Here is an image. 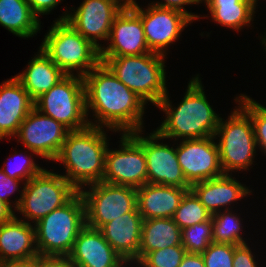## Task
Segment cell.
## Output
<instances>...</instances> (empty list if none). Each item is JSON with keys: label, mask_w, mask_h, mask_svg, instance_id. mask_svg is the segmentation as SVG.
<instances>
[{"label": "cell", "mask_w": 266, "mask_h": 267, "mask_svg": "<svg viewBox=\"0 0 266 267\" xmlns=\"http://www.w3.org/2000/svg\"><path fill=\"white\" fill-rule=\"evenodd\" d=\"M265 35H266V33H265ZM265 35H264V36L261 35L262 38H260V39H261V41H262V45H264V47H265L264 49H265V51H266V36H265Z\"/></svg>", "instance_id": "cell-44"}, {"label": "cell", "mask_w": 266, "mask_h": 267, "mask_svg": "<svg viewBox=\"0 0 266 267\" xmlns=\"http://www.w3.org/2000/svg\"><path fill=\"white\" fill-rule=\"evenodd\" d=\"M111 72L147 104L158 105L166 96V56L149 52L141 55L100 57Z\"/></svg>", "instance_id": "cell-4"}, {"label": "cell", "mask_w": 266, "mask_h": 267, "mask_svg": "<svg viewBox=\"0 0 266 267\" xmlns=\"http://www.w3.org/2000/svg\"><path fill=\"white\" fill-rule=\"evenodd\" d=\"M85 225L84 201L77 192L62 207L34 224L39 255L68 257L78 233Z\"/></svg>", "instance_id": "cell-6"}, {"label": "cell", "mask_w": 266, "mask_h": 267, "mask_svg": "<svg viewBox=\"0 0 266 267\" xmlns=\"http://www.w3.org/2000/svg\"><path fill=\"white\" fill-rule=\"evenodd\" d=\"M65 76L66 74L39 47L37 54L28 62L25 71L15 77L35 101Z\"/></svg>", "instance_id": "cell-24"}, {"label": "cell", "mask_w": 266, "mask_h": 267, "mask_svg": "<svg viewBox=\"0 0 266 267\" xmlns=\"http://www.w3.org/2000/svg\"><path fill=\"white\" fill-rule=\"evenodd\" d=\"M179 267H205L202 254L187 252Z\"/></svg>", "instance_id": "cell-40"}, {"label": "cell", "mask_w": 266, "mask_h": 267, "mask_svg": "<svg viewBox=\"0 0 266 267\" xmlns=\"http://www.w3.org/2000/svg\"><path fill=\"white\" fill-rule=\"evenodd\" d=\"M68 132L64 125L33 108L21 123L14 138L29 152L54 161Z\"/></svg>", "instance_id": "cell-14"}, {"label": "cell", "mask_w": 266, "mask_h": 267, "mask_svg": "<svg viewBox=\"0 0 266 267\" xmlns=\"http://www.w3.org/2000/svg\"><path fill=\"white\" fill-rule=\"evenodd\" d=\"M34 108L69 131L88 127L83 77L66 75L49 91L34 101Z\"/></svg>", "instance_id": "cell-8"}, {"label": "cell", "mask_w": 266, "mask_h": 267, "mask_svg": "<svg viewBox=\"0 0 266 267\" xmlns=\"http://www.w3.org/2000/svg\"><path fill=\"white\" fill-rule=\"evenodd\" d=\"M163 1V2H162ZM160 0V2H152L149 3L153 6L159 7V8H168V9H176L179 11H182L184 13H186L193 21H198L199 18H205L207 16H199L195 13L189 12L187 11L184 7H186L185 5H197L202 3L201 0Z\"/></svg>", "instance_id": "cell-37"}, {"label": "cell", "mask_w": 266, "mask_h": 267, "mask_svg": "<svg viewBox=\"0 0 266 267\" xmlns=\"http://www.w3.org/2000/svg\"><path fill=\"white\" fill-rule=\"evenodd\" d=\"M37 255L34 224L15 215L0 225V266L29 262Z\"/></svg>", "instance_id": "cell-19"}, {"label": "cell", "mask_w": 266, "mask_h": 267, "mask_svg": "<svg viewBox=\"0 0 266 267\" xmlns=\"http://www.w3.org/2000/svg\"><path fill=\"white\" fill-rule=\"evenodd\" d=\"M234 251V244L212 242L201 254L205 267H233Z\"/></svg>", "instance_id": "cell-34"}, {"label": "cell", "mask_w": 266, "mask_h": 267, "mask_svg": "<svg viewBox=\"0 0 266 267\" xmlns=\"http://www.w3.org/2000/svg\"><path fill=\"white\" fill-rule=\"evenodd\" d=\"M248 243L235 245L233 267H259L255 260V254L251 251Z\"/></svg>", "instance_id": "cell-36"}, {"label": "cell", "mask_w": 266, "mask_h": 267, "mask_svg": "<svg viewBox=\"0 0 266 267\" xmlns=\"http://www.w3.org/2000/svg\"><path fill=\"white\" fill-rule=\"evenodd\" d=\"M21 182L22 184H25L24 181L8 177L0 168V199L6 204H8L15 212L21 201L22 194L24 192L23 188L22 191L19 189L20 187L19 185ZM17 190L21 192L19 193L20 197L15 198L16 200L14 199L13 202L12 200L9 199V197H11L10 195H13Z\"/></svg>", "instance_id": "cell-35"}, {"label": "cell", "mask_w": 266, "mask_h": 267, "mask_svg": "<svg viewBox=\"0 0 266 267\" xmlns=\"http://www.w3.org/2000/svg\"><path fill=\"white\" fill-rule=\"evenodd\" d=\"M33 108L34 101L15 76L3 81L0 84V141L15 137Z\"/></svg>", "instance_id": "cell-20"}, {"label": "cell", "mask_w": 266, "mask_h": 267, "mask_svg": "<svg viewBox=\"0 0 266 267\" xmlns=\"http://www.w3.org/2000/svg\"><path fill=\"white\" fill-rule=\"evenodd\" d=\"M123 8L117 0H84L76 9L70 8L73 12L66 9L56 21L67 22L101 49L103 45L98 40L108 41L114 18Z\"/></svg>", "instance_id": "cell-12"}, {"label": "cell", "mask_w": 266, "mask_h": 267, "mask_svg": "<svg viewBox=\"0 0 266 267\" xmlns=\"http://www.w3.org/2000/svg\"><path fill=\"white\" fill-rule=\"evenodd\" d=\"M85 187L78 192L84 201L85 224L89 227L100 229L112 220L138 210L135 188L102 181Z\"/></svg>", "instance_id": "cell-10"}, {"label": "cell", "mask_w": 266, "mask_h": 267, "mask_svg": "<svg viewBox=\"0 0 266 267\" xmlns=\"http://www.w3.org/2000/svg\"><path fill=\"white\" fill-rule=\"evenodd\" d=\"M199 74L189 81L184 98L172 106L169 93L156 106L165 113V120L155 130L164 139H200L215 135L220 115L207 100Z\"/></svg>", "instance_id": "cell-2"}, {"label": "cell", "mask_w": 266, "mask_h": 267, "mask_svg": "<svg viewBox=\"0 0 266 267\" xmlns=\"http://www.w3.org/2000/svg\"><path fill=\"white\" fill-rule=\"evenodd\" d=\"M16 209L26 222L36 224L53 210L66 204L78 191L63 175L44 169L23 185ZM27 219V220H26ZM29 220V221H28Z\"/></svg>", "instance_id": "cell-9"}, {"label": "cell", "mask_w": 266, "mask_h": 267, "mask_svg": "<svg viewBox=\"0 0 266 267\" xmlns=\"http://www.w3.org/2000/svg\"><path fill=\"white\" fill-rule=\"evenodd\" d=\"M143 219L138 210H132L99 230L111 247L129 265L138 263Z\"/></svg>", "instance_id": "cell-22"}, {"label": "cell", "mask_w": 266, "mask_h": 267, "mask_svg": "<svg viewBox=\"0 0 266 267\" xmlns=\"http://www.w3.org/2000/svg\"><path fill=\"white\" fill-rule=\"evenodd\" d=\"M74 267H127L129 265L105 240L99 229L85 225L68 256Z\"/></svg>", "instance_id": "cell-18"}, {"label": "cell", "mask_w": 266, "mask_h": 267, "mask_svg": "<svg viewBox=\"0 0 266 267\" xmlns=\"http://www.w3.org/2000/svg\"><path fill=\"white\" fill-rule=\"evenodd\" d=\"M30 5L32 12L39 18V16L51 13L60 1L63 0H26Z\"/></svg>", "instance_id": "cell-39"}, {"label": "cell", "mask_w": 266, "mask_h": 267, "mask_svg": "<svg viewBox=\"0 0 266 267\" xmlns=\"http://www.w3.org/2000/svg\"><path fill=\"white\" fill-rule=\"evenodd\" d=\"M123 7H132L137 5L136 0H117Z\"/></svg>", "instance_id": "cell-43"}, {"label": "cell", "mask_w": 266, "mask_h": 267, "mask_svg": "<svg viewBox=\"0 0 266 267\" xmlns=\"http://www.w3.org/2000/svg\"><path fill=\"white\" fill-rule=\"evenodd\" d=\"M236 104H239L251 118L257 148L266 153V107L256 102L246 94H239L235 97ZM266 155V154H265Z\"/></svg>", "instance_id": "cell-30"}, {"label": "cell", "mask_w": 266, "mask_h": 267, "mask_svg": "<svg viewBox=\"0 0 266 267\" xmlns=\"http://www.w3.org/2000/svg\"><path fill=\"white\" fill-rule=\"evenodd\" d=\"M148 135L142 136L147 183L191 188L177 160L176 146L172 145L171 147L168 143L164 144V137L159 135L156 130Z\"/></svg>", "instance_id": "cell-16"}, {"label": "cell", "mask_w": 266, "mask_h": 267, "mask_svg": "<svg viewBox=\"0 0 266 267\" xmlns=\"http://www.w3.org/2000/svg\"><path fill=\"white\" fill-rule=\"evenodd\" d=\"M237 105L225 121L220 118L214 135L219 137V160L224 174L249 170L258 149L250 115Z\"/></svg>", "instance_id": "cell-7"}, {"label": "cell", "mask_w": 266, "mask_h": 267, "mask_svg": "<svg viewBox=\"0 0 266 267\" xmlns=\"http://www.w3.org/2000/svg\"><path fill=\"white\" fill-rule=\"evenodd\" d=\"M44 36L40 48L66 75L84 77L101 62L100 49L65 21L55 20Z\"/></svg>", "instance_id": "cell-5"}, {"label": "cell", "mask_w": 266, "mask_h": 267, "mask_svg": "<svg viewBox=\"0 0 266 267\" xmlns=\"http://www.w3.org/2000/svg\"><path fill=\"white\" fill-rule=\"evenodd\" d=\"M256 5L258 4L257 2H258V0H252Z\"/></svg>", "instance_id": "cell-45"}, {"label": "cell", "mask_w": 266, "mask_h": 267, "mask_svg": "<svg viewBox=\"0 0 266 267\" xmlns=\"http://www.w3.org/2000/svg\"><path fill=\"white\" fill-rule=\"evenodd\" d=\"M30 262L34 267H74L67 256L37 255Z\"/></svg>", "instance_id": "cell-38"}, {"label": "cell", "mask_w": 266, "mask_h": 267, "mask_svg": "<svg viewBox=\"0 0 266 267\" xmlns=\"http://www.w3.org/2000/svg\"><path fill=\"white\" fill-rule=\"evenodd\" d=\"M145 9L139 4L131 8L140 16L148 48L151 52L166 56L168 47L177 42L185 27L193 20L176 9L159 8L151 4Z\"/></svg>", "instance_id": "cell-13"}, {"label": "cell", "mask_w": 266, "mask_h": 267, "mask_svg": "<svg viewBox=\"0 0 266 267\" xmlns=\"http://www.w3.org/2000/svg\"><path fill=\"white\" fill-rule=\"evenodd\" d=\"M212 242V219L182 229V245L189 253L201 254Z\"/></svg>", "instance_id": "cell-31"}, {"label": "cell", "mask_w": 266, "mask_h": 267, "mask_svg": "<svg viewBox=\"0 0 266 267\" xmlns=\"http://www.w3.org/2000/svg\"><path fill=\"white\" fill-rule=\"evenodd\" d=\"M83 80L87 117L90 111L93 113L94 122L88 119L91 126L105 127L115 133L143 130L146 103L119 81L103 62Z\"/></svg>", "instance_id": "cell-1"}, {"label": "cell", "mask_w": 266, "mask_h": 267, "mask_svg": "<svg viewBox=\"0 0 266 267\" xmlns=\"http://www.w3.org/2000/svg\"><path fill=\"white\" fill-rule=\"evenodd\" d=\"M237 215L232 209L222 210L212 214L214 243L234 245L247 243L241 232L243 229V219L240 218V215Z\"/></svg>", "instance_id": "cell-28"}, {"label": "cell", "mask_w": 266, "mask_h": 267, "mask_svg": "<svg viewBox=\"0 0 266 267\" xmlns=\"http://www.w3.org/2000/svg\"><path fill=\"white\" fill-rule=\"evenodd\" d=\"M0 25L25 39L41 30V21L26 0H0Z\"/></svg>", "instance_id": "cell-27"}, {"label": "cell", "mask_w": 266, "mask_h": 267, "mask_svg": "<svg viewBox=\"0 0 266 267\" xmlns=\"http://www.w3.org/2000/svg\"><path fill=\"white\" fill-rule=\"evenodd\" d=\"M186 253L183 245L154 250L147 253L136 267H179Z\"/></svg>", "instance_id": "cell-33"}, {"label": "cell", "mask_w": 266, "mask_h": 267, "mask_svg": "<svg viewBox=\"0 0 266 267\" xmlns=\"http://www.w3.org/2000/svg\"><path fill=\"white\" fill-rule=\"evenodd\" d=\"M18 151H15L12 156L15 161L12 165L9 162H4V167H1L2 171L11 178H15L17 180L24 181L25 183L34 177L35 175L40 174L44 167L38 166L39 164L35 163L32 156L37 155L36 153L32 152L30 155L26 154V151L23 155V153H17ZM18 157V158H17ZM20 158V159H19ZM9 160L10 157L8 158ZM7 163V164H6ZM9 163V164H8ZM12 163V161H11Z\"/></svg>", "instance_id": "cell-32"}, {"label": "cell", "mask_w": 266, "mask_h": 267, "mask_svg": "<svg viewBox=\"0 0 266 267\" xmlns=\"http://www.w3.org/2000/svg\"><path fill=\"white\" fill-rule=\"evenodd\" d=\"M214 136L200 139H184L176 143L177 160L184 177L194 183L222 176L219 148Z\"/></svg>", "instance_id": "cell-15"}, {"label": "cell", "mask_w": 266, "mask_h": 267, "mask_svg": "<svg viewBox=\"0 0 266 267\" xmlns=\"http://www.w3.org/2000/svg\"><path fill=\"white\" fill-rule=\"evenodd\" d=\"M182 245V230L173 218L143 220L138 262L149 252Z\"/></svg>", "instance_id": "cell-25"}, {"label": "cell", "mask_w": 266, "mask_h": 267, "mask_svg": "<svg viewBox=\"0 0 266 267\" xmlns=\"http://www.w3.org/2000/svg\"><path fill=\"white\" fill-rule=\"evenodd\" d=\"M108 46L100 49V57L141 55L151 52L148 48L140 16L124 7L114 18Z\"/></svg>", "instance_id": "cell-17"}, {"label": "cell", "mask_w": 266, "mask_h": 267, "mask_svg": "<svg viewBox=\"0 0 266 267\" xmlns=\"http://www.w3.org/2000/svg\"><path fill=\"white\" fill-rule=\"evenodd\" d=\"M104 130L89 125L69 131L54 160L64 164L66 173L62 175L77 191L103 180L105 156L110 145Z\"/></svg>", "instance_id": "cell-3"}, {"label": "cell", "mask_w": 266, "mask_h": 267, "mask_svg": "<svg viewBox=\"0 0 266 267\" xmlns=\"http://www.w3.org/2000/svg\"><path fill=\"white\" fill-rule=\"evenodd\" d=\"M212 215L190 189L183 195L174 216V222L182 230L198 223L209 221Z\"/></svg>", "instance_id": "cell-29"}, {"label": "cell", "mask_w": 266, "mask_h": 267, "mask_svg": "<svg viewBox=\"0 0 266 267\" xmlns=\"http://www.w3.org/2000/svg\"><path fill=\"white\" fill-rule=\"evenodd\" d=\"M187 190L160 184H144L136 189L137 209L143 220L172 218Z\"/></svg>", "instance_id": "cell-23"}, {"label": "cell", "mask_w": 266, "mask_h": 267, "mask_svg": "<svg viewBox=\"0 0 266 267\" xmlns=\"http://www.w3.org/2000/svg\"><path fill=\"white\" fill-rule=\"evenodd\" d=\"M0 267H34V266L29 261V262H19V263H8L1 265Z\"/></svg>", "instance_id": "cell-42"}, {"label": "cell", "mask_w": 266, "mask_h": 267, "mask_svg": "<svg viewBox=\"0 0 266 267\" xmlns=\"http://www.w3.org/2000/svg\"><path fill=\"white\" fill-rule=\"evenodd\" d=\"M143 131L120 133L119 148L107 149L102 182L135 189L147 184L146 158L142 148Z\"/></svg>", "instance_id": "cell-11"}, {"label": "cell", "mask_w": 266, "mask_h": 267, "mask_svg": "<svg viewBox=\"0 0 266 267\" xmlns=\"http://www.w3.org/2000/svg\"><path fill=\"white\" fill-rule=\"evenodd\" d=\"M209 10L212 21L232 29H241L252 25L256 5L252 0H201ZM249 24V25H248Z\"/></svg>", "instance_id": "cell-26"}, {"label": "cell", "mask_w": 266, "mask_h": 267, "mask_svg": "<svg viewBox=\"0 0 266 267\" xmlns=\"http://www.w3.org/2000/svg\"><path fill=\"white\" fill-rule=\"evenodd\" d=\"M16 212L0 199V225L12 219Z\"/></svg>", "instance_id": "cell-41"}, {"label": "cell", "mask_w": 266, "mask_h": 267, "mask_svg": "<svg viewBox=\"0 0 266 267\" xmlns=\"http://www.w3.org/2000/svg\"><path fill=\"white\" fill-rule=\"evenodd\" d=\"M233 174H223L222 176L200 181L191 185V190L198 197L202 205L215 214L222 210H229L234 202L247 198L252 190L232 176Z\"/></svg>", "instance_id": "cell-21"}]
</instances>
